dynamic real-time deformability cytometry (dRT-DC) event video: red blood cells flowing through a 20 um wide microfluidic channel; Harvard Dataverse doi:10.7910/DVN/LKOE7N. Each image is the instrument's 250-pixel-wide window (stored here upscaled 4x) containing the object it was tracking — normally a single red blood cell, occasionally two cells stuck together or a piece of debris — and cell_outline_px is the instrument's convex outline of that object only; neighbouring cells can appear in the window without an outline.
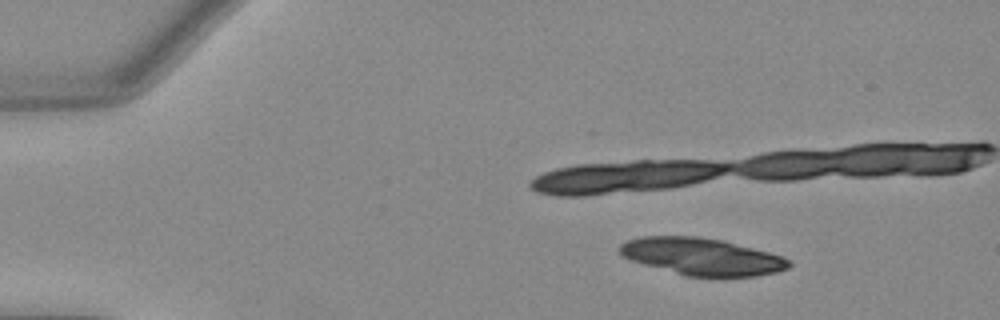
{"species": "Egyptian fruit bat (a non-hibernating species)", "species_latin": "Rousettus aegyptiacus", "temperature_condition": "warm", "stored_images_in_passage": 12, "camera_frame_rate_fps": 3000, "um_per_image_px": 0.085, "animal": {"sex": "female"}, "frame": {"image": 1, "passage_image": 1, "time_ms": 0.0, "image_size_px": [1000, 320], "cell_outline_px": [[792, 264], [788, 268], [776, 272], [756, 276], [688, 276], [644, 264], [632, 260], [624, 256], [620, 252], [620, 244], [628, 240], [640, 236], [696, 236], [724, 240], [784, 256], [792, 260]], "centroid_in_image_um": [59.72, 21.79], "position_along_channel_um": 25.3, "area_um2": 36.41}}